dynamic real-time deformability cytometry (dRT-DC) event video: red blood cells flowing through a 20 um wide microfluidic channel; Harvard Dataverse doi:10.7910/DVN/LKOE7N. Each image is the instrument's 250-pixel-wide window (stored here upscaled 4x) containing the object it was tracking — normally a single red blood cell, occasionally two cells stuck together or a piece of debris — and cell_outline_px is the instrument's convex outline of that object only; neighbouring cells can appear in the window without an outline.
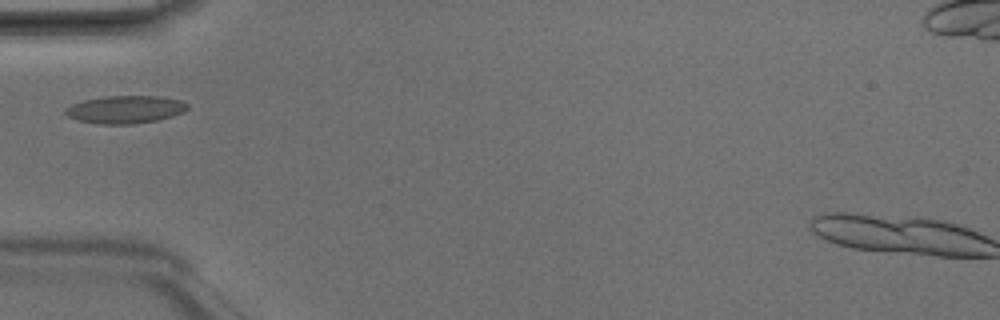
{"species": "Egyptian fruit bat (a non-hibernating species)", "species_latin": "Rousettus aegyptiacus", "temperature_condition": "room temperature", "stored_images_in_passage": 2, "camera_frame_rate_fps": 3000, "um_per_image_px": 0.085, "animal": {"sex": "male"}, "frame": {"image": 1, "passage_image": 1, "time_ms": 0.0, "image_size_px": [1000, 320], "cell_outline_px": [[188, 108], [184, 112], [172, 116], [156, 120], [132, 124], [100, 124], [76, 120], [68, 116], [64, 112], [64, 108], [72, 104], [84, 100], [108, 96], [160, 96], [180, 100], [188, 104]], "centroid_in_image_um": [10.64, 9.3], "position_along_channel_um": 74.4, "area_um2": 19.71}}